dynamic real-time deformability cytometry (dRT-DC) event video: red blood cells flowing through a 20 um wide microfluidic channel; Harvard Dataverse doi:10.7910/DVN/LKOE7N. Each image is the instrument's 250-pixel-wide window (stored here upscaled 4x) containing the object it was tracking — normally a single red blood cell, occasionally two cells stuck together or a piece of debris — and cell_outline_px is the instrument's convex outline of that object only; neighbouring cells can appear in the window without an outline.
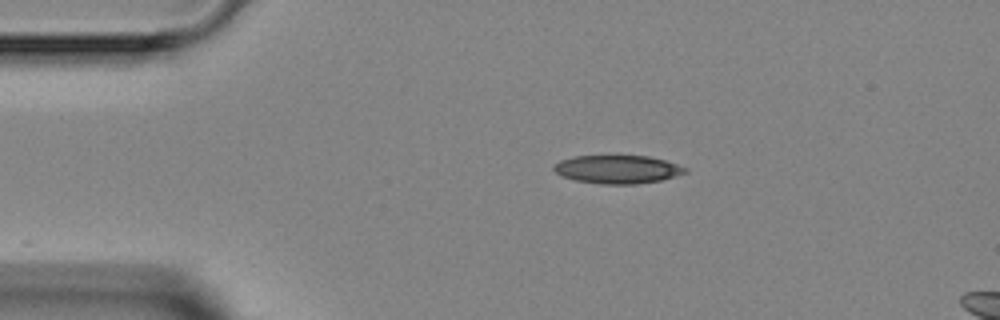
{"species": "Egyptian fruit bat (a non-hibernating species)", "species_latin": "Rousettus aegyptiacus", "temperature_condition": "room temperature", "stored_images_in_passage": 3, "segment_of_instrument_passage": [1, 2], "camera_frame_rate_fps": 3000, "um_per_image_px": 0.085, "animal": {"sex": "female"}, "frame": {"image": 1, "passage_image": 1, "time_ms": 0.0, "image_size_px": [1000, 320], "cell_outline_px": [[688, 172], [660, 180], [636, 184], [600, 184], [576, 180], [560, 176], [552, 168], [552, 164], [560, 160], [572, 156], [612, 152], [648, 156], [664, 160], [688, 168]], "centroid_in_image_um": [52.42, 14.33], "position_along_channel_um": 32.6, "area_um2": 22.77}}